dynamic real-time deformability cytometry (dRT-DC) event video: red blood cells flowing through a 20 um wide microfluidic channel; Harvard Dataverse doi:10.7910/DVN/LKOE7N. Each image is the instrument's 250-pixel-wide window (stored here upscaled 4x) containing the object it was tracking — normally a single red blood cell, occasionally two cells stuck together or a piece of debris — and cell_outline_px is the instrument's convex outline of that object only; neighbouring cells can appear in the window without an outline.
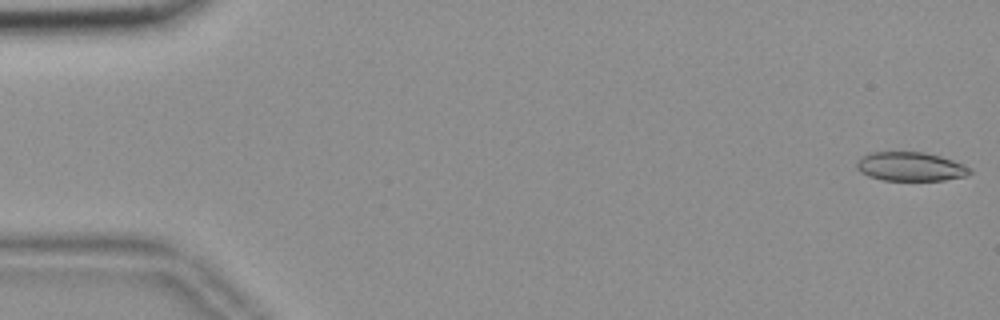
{"species": "common noctule bat (a hibernating species)", "species_latin": "Nyctalus noctula", "temperature_condition": "room temperature", "stored_images_in_passage": 57, "segment_of_instrument_passage": [1, 2], "camera_frame_rate_fps": 3000, "um_per_image_px": 0.085, "animal": {"sex": "female", "body_mass_g": 18.4}, "frame": {"image": 1, "passage_image": 1, "time_ms": 0.0, "image_size_px": [1000, 320], "cell_outline_px": [[972, 172], [964, 176], [944, 180], [884, 180], [868, 176], [860, 172], [856, 168], [856, 160], [860, 156], [868, 152], [924, 152], [940, 156], [964, 164], [972, 168]], "centroid_in_image_um": [77.35, 14.15], "position_along_channel_um": 7.6, "area_um2": 19.25}}
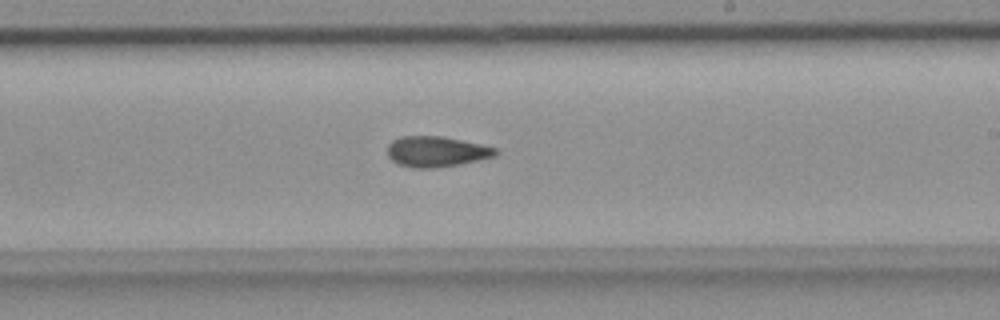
{"frame": {"image": 2, "passage_image": 33, "time_ms": 10.667, "image_size_px": [1000, 320], "cell_outline_px": [[500, 152], [496, 156], [460, 164], [436, 168], [412, 168], [396, 164], [388, 156], [388, 144], [392, 140], [400, 136], [440, 136], [480, 144], [496, 148]], "centroid_in_image_um": [37.07, 12.89], "position_along_channel_um": 251.9, "area_um2": 19.36}}
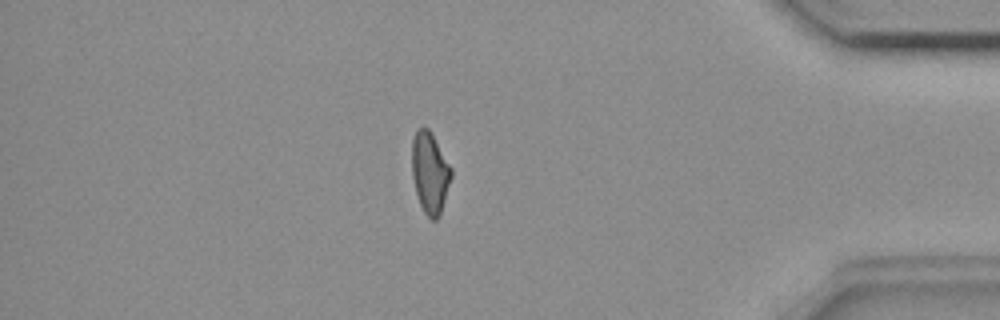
{"frame": {"image": 3, "passage_image": 48, "time_ms": 15.667, "image_size_px": [1000, 320], "cell_outline_px": [[452, 176], [440, 216], [436, 220], [432, 220], [424, 212], [420, 204], [416, 192], [412, 176], [412, 140], [416, 128], [424, 124], [432, 132], [452, 168]], "centroid_in_image_um": [36.54, 14.62], "position_along_channel_um": 398.7, "area_um2": 18.96}}